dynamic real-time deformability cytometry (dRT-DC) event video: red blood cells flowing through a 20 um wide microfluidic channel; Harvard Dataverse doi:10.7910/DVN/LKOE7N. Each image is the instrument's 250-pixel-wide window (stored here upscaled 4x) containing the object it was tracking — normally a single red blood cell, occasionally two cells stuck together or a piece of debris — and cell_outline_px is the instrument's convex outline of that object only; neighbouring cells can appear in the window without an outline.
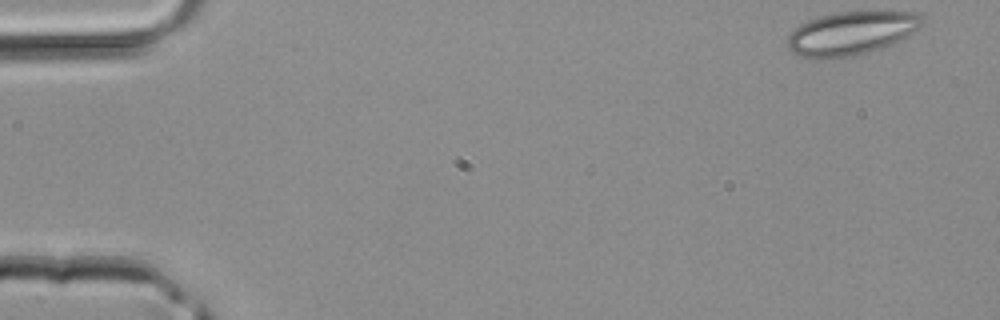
{"species": "common noctule bat (a hibernating species)", "species_latin": "Nyctalus noctula", "temperature_condition": "room temperature", "stored_images_in_passage": 40, "camera_frame_rate_fps": 3000, "um_per_image_px": 0.085, "animal": {"sex": "male", "body_mass_g": 20.4}, "frame": {"image": 1, "passage_image": 1, "time_ms": 0.0, "image_size_px": [1000, 320], "cell_outline_px": [[924, 24], [920, 28], [900, 40], [892, 44], [880, 48], [848, 56], [804, 56], [792, 52], [788, 48], [788, 36], [800, 24], [808, 20], [820, 16], [836, 12], [916, 12], [924, 16]], "centroid_in_image_um": [72.42, 2.77], "position_along_channel_um": 12.6, "area_um2": 33.23}}
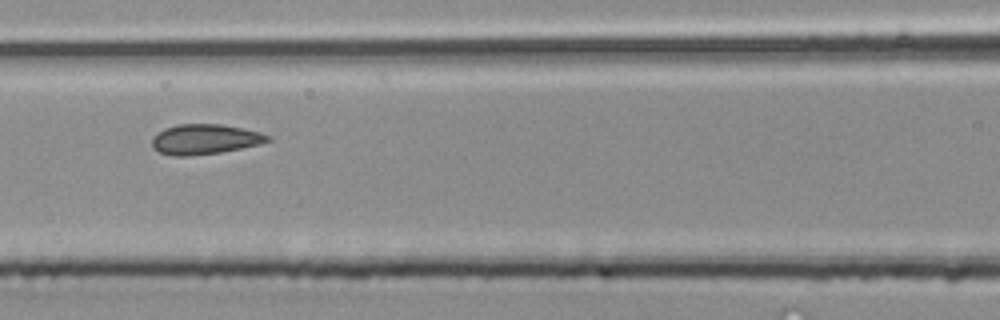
{"frame": {"image": 2, "passage_image": 18, "time_ms": 5.667, "image_size_px": [1000, 320], "cell_outline_px": [[272, 140], [260, 144], [220, 152], [192, 156], [176, 156], [160, 152], [152, 148], [152, 136], [164, 128], [180, 124], [220, 124], [244, 128], [260, 132], [272, 136]], "centroid_in_image_um": [17.42, 11.83], "position_along_channel_um": 149.2, "area_um2": 20.4}}
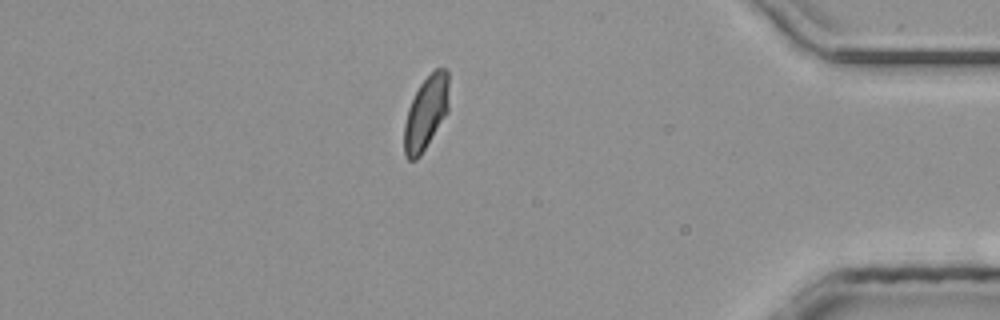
{"frame": {"image": 3, "passage_image": 36, "time_ms": 11.667, "image_size_px": [1000, 320], "cell_outline_px": [[448, 112], [420, 156], [416, 160], [408, 160], [404, 156], [404, 124], [408, 108], [420, 84], [436, 68], [444, 68], [448, 72]], "centroid_in_image_um": [36.2, 9.62], "position_along_channel_um": 399.0, "area_um2": 19.07}}